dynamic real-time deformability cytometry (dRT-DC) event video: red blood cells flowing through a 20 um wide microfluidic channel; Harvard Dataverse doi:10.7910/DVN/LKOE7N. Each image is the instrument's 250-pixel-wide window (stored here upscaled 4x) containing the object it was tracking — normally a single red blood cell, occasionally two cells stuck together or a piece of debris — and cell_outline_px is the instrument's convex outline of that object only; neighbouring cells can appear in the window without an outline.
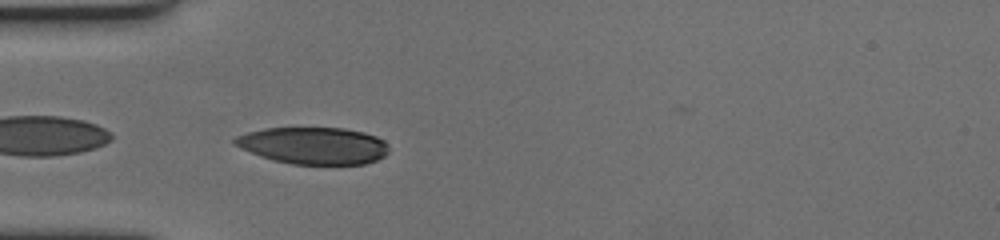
{"species": "human", "species_latin": "Homo sapiens", "temperature_condition": "cold", "stored_images_in_passage": 42, "camera_frame_rate_fps": 3000, "um_per_image_px": 0.085, "donor": {"sex": "female"}, "frame": {"image": 1, "passage_image": 1, "time_ms": 0.0, "image_size_px": [1000, 240], "cell_outline_px": [[388, 152], [384, 156], [376, 160], [364, 164], [292, 164], [272, 160], [260, 156], [240, 148], [232, 144], [232, 140], [236, 136], [248, 132], [264, 128], [344, 128], [364, 132], [376, 136], [384, 140], [388, 144]], "centroid_in_image_um": [26.64, 12.37], "position_along_channel_um": 58.4, "area_um2": 33.35}}
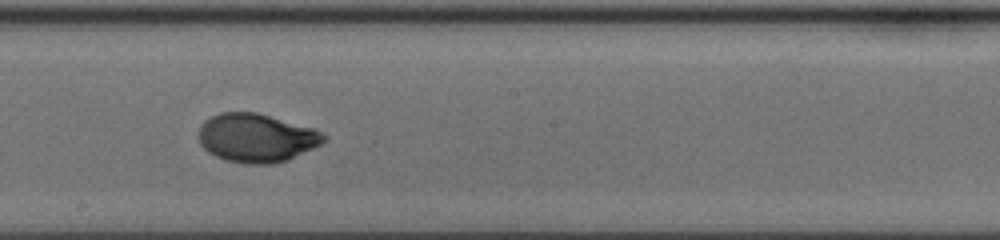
{"frame": {"image": 2, "passage_image": 16, "time_ms": 5.0, "image_size_px": [1000, 240], "cell_outline_px": [[328, 140], [288, 160], [276, 164], [244, 164], [224, 160], [208, 152], [200, 144], [196, 136], [200, 124], [204, 120], [220, 112], [256, 112], [316, 128], [328, 136]], "centroid_in_image_um": [21.79, 11.72], "position_along_channel_um": 226.4, "area_um2": 36.07}}
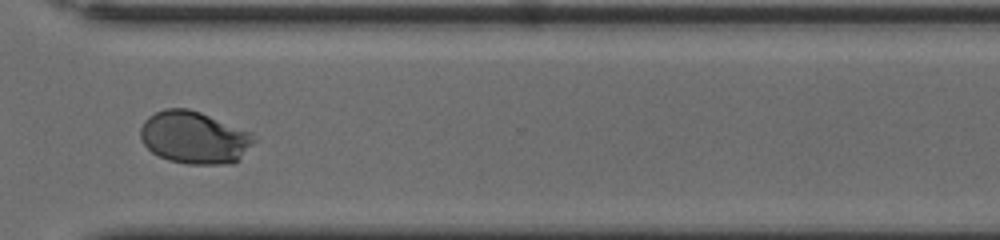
{"frame": {"image": 3, "passage_image": 27, "time_ms": 8.667, "image_size_px": [1000, 240], "cell_outline_px": [[256, 140], [232, 164], [188, 164], [168, 160], [152, 152], [140, 140], [140, 128], [144, 120], [148, 116], [164, 108], [188, 108], [200, 112], [252, 132]], "centroid_in_image_um": [16.48, 11.68], "position_along_channel_um": 354.1, "area_um2": 34.62}, "authors_computed_cell_mechanics": {"area_um2": 34.8534, "velocity_mm_per_s": 3.4719, "shape_relaxation_time_tau1_ms": 3.9404, "shape_relaxation_time_tau2_ms": null, "deformation_change_tau1": 0.2049, "deformation_change_tau2": null}}